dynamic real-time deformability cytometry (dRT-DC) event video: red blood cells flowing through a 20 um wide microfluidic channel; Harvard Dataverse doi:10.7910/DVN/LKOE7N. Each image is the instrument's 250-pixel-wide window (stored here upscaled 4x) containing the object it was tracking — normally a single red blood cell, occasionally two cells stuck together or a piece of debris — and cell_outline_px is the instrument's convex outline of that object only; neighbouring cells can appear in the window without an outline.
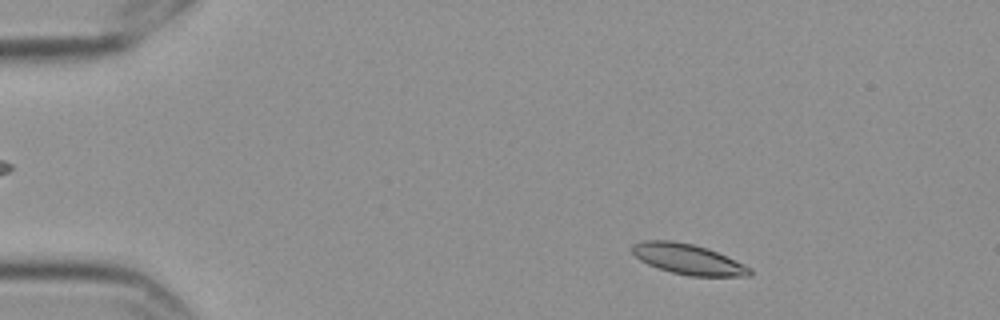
{"species": "Egyptian fruit bat (a non-hibernating species)", "species_latin": "Rousettus aegyptiacus", "temperature_condition": "cold", "stored_images_in_passage": 5, "camera_frame_rate_fps": 3000, "um_per_image_px": 0.085, "frame": {"image": 1, "passage_image": 5, "time_ms": 1.333, "image_size_px": [1000, 320], "cell_outline_px": [[752, 276], [688, 276], [672, 272], [648, 264], [640, 260], [632, 252], [632, 244], [644, 240], [672, 240], [692, 244], [708, 248], [744, 264], [752, 268]], "centroid_in_image_um": [58.5, 22.03], "position_along_channel_um": 26.5, "area_um2": 20.81}}